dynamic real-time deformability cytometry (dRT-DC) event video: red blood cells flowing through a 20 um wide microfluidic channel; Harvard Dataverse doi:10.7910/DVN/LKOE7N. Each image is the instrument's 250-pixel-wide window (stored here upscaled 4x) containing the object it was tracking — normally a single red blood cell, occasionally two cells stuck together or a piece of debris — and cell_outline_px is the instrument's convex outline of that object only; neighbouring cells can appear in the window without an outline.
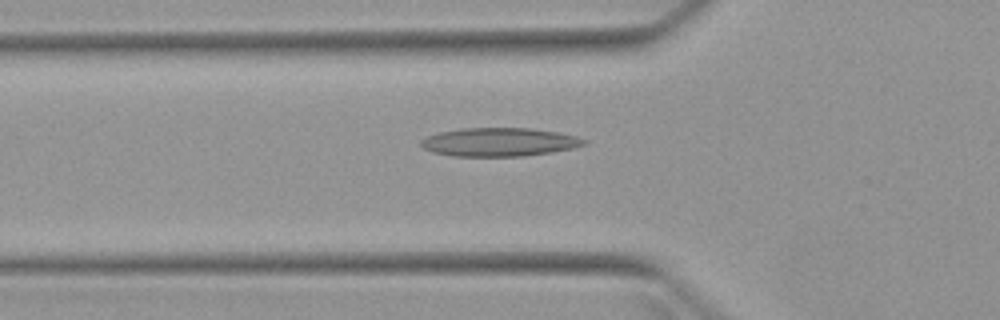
{"species": "Egyptian fruit bat (a non-hibernating species)", "species_latin": "Rousettus aegyptiacus", "temperature_condition": "warm", "stored_images_in_passage": 5, "segment_of_instrument_passage": [1, 2], "camera_frame_rate_fps": 3000, "um_per_image_px": 0.085, "animal": {"sex": "female"}, "frame": {"image": 1, "passage_image": 4, "time_ms": 5.0, "image_size_px": [1000, 320], "cell_outline_px": [[588, 144], [572, 148], [552, 152], [524, 156], [452, 156], [432, 152], [424, 148], [420, 144], [420, 140], [428, 136], [440, 132], [464, 128], [528, 128], [556, 132], [576, 136], [588, 140]], "centroid_in_image_um": [42.45, 12.08], "position_along_channel_um": 83.3, "area_um2": 27.05}}